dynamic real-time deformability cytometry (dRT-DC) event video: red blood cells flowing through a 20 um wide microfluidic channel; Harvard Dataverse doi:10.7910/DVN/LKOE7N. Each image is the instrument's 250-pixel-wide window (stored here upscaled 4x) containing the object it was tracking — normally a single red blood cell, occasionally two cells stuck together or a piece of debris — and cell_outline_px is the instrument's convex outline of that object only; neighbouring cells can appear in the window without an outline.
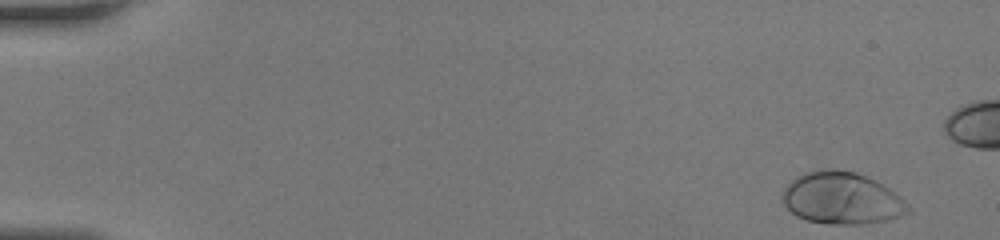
{"species": "human", "species_latin": "Homo sapiens", "temperature_condition": "room temperature", "stored_images_in_passage": 40, "camera_frame_rate_fps": 3000, "um_per_image_px": 0.085, "donor": {"sex": "female"}, "frame": {"image": 1, "passage_image": 1, "time_ms": 0.0, "image_size_px": [1000, 240], "cell_outline_px": [[912, 212], [888, 220], [864, 224], [828, 224], [808, 220], [796, 216], [784, 204], [784, 188], [796, 176], [804, 172], [832, 168], [856, 172], [888, 188], [900, 196], [912, 208]], "centroid_in_image_um": [71.58, 16.86], "position_along_channel_um": 13.4, "area_um2": 37.92}}
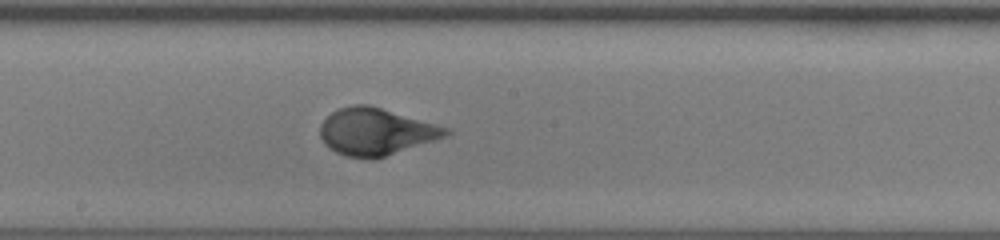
{"frame": {"image": 2, "passage_image": 24, "time_ms": 7.667, "image_size_px": [1000, 240], "cell_outline_px": [[452, 132], [448, 136], [436, 140], [372, 160], [344, 156], [328, 148], [324, 144], [320, 136], [320, 124], [332, 112], [340, 108], [356, 104], [368, 104], [448, 128]], "centroid_in_image_um": [31.92, 11.21], "position_along_channel_um": 216.3, "area_um2": 34.33}}
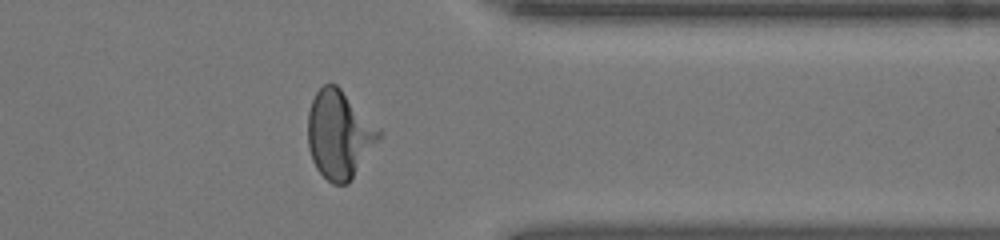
{"frame": {"image": 3, "passage_image": 35, "time_ms": 11.333, "image_size_px": [1000, 240], "cell_outline_px": [[384, 136], [348, 184], [332, 184], [316, 168], [312, 160], [308, 148], [308, 112], [312, 100], [316, 92], [324, 84], [336, 84], [384, 132]], "centroid_in_image_um": [28.87, 11.45], "position_along_channel_um": 382.5, "area_um2": 36.76}}